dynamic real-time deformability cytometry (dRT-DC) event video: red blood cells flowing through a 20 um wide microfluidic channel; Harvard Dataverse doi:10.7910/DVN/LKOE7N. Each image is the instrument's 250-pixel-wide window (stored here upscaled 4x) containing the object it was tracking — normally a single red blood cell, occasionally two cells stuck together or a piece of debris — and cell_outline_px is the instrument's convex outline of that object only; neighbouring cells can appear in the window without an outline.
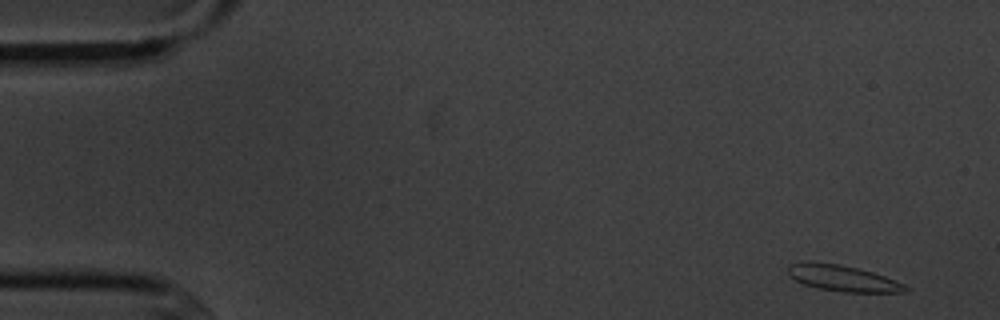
{"species": "common noctule bat (a hibernating species)", "species_latin": "Nyctalus noctula", "temperature_condition": "cold", "stored_images_in_passage": 5, "camera_frame_rate_fps": 3000, "um_per_image_px": 0.085, "animal": {"sex": "male", "body_mass_g": 20.1, "forearm_length_mm": 53.5}, "frame": {"image": 1, "passage_image": 1, "time_ms": 0.0, "image_size_px": [1000, 320], "cell_outline_px": [[908, 292], [840, 292], [816, 288], [804, 284], [788, 276], [788, 264], [840, 264], [872, 272], [884, 276], [904, 284], [908, 288]], "centroid_in_image_um": [71.68, 23.69], "position_along_channel_um": 13.3, "area_um2": 17.28}}